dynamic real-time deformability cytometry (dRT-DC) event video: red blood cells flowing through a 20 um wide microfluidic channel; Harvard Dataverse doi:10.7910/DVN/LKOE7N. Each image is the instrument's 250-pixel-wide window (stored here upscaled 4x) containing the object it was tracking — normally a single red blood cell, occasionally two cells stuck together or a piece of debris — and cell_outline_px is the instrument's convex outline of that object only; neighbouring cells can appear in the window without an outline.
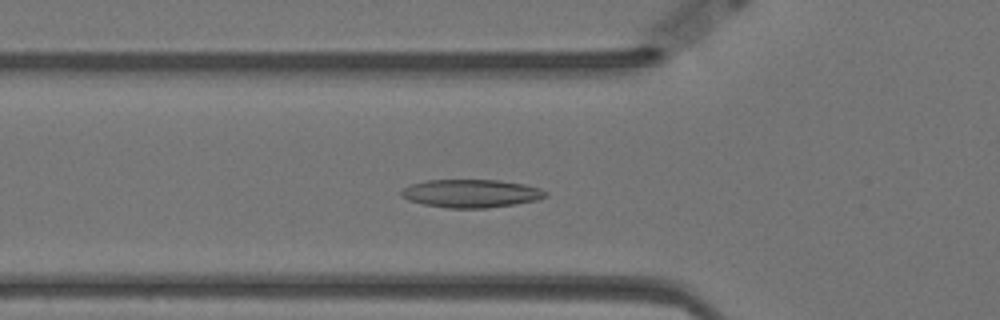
{"species": "Egyptian fruit bat (a non-hibernating species)", "species_latin": "Rousettus aegyptiacus", "temperature_condition": "warm", "stored_images_in_passage": 57, "camera_frame_rate_fps": 3000, "um_per_image_px": 0.085, "animal": {"sex": "female"}, "frame": {"image": 1, "passage_image": 19, "time_ms": 6.0, "image_size_px": [1000, 320], "cell_outline_px": [[548, 196], [536, 200], [516, 204], [484, 208], [448, 208], [424, 204], [408, 200], [400, 196], [400, 192], [404, 188], [412, 184], [424, 180], [500, 180], [524, 184], [540, 188], [548, 192]], "centroid_in_image_um": [40.05, 16.44], "position_along_channel_um": 85.7, "area_um2": 23.7}}
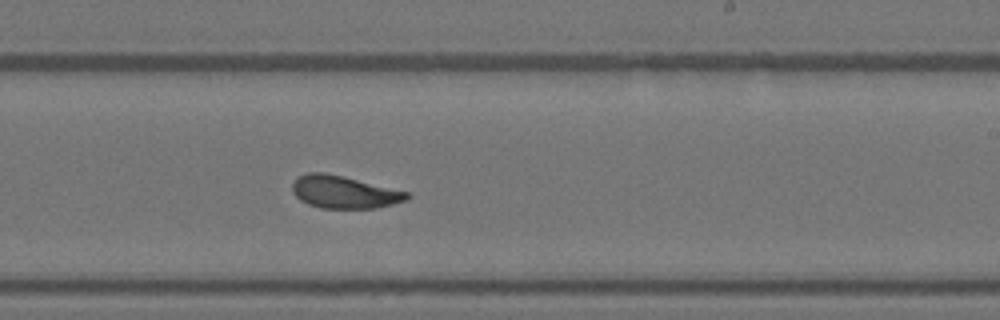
{"frame": {"image": 2, "passage_image": 34, "time_ms": 11.0, "image_size_px": [1000, 320], "cell_outline_px": [[412, 196], [404, 200], [392, 204], [376, 208], [320, 208], [308, 204], [300, 200], [292, 192], [292, 184], [300, 176], [308, 172], [324, 172], [408, 192]], "centroid_in_image_um": [29.22, 16.33], "position_along_channel_um": 259.8, "area_um2": 21.39}}
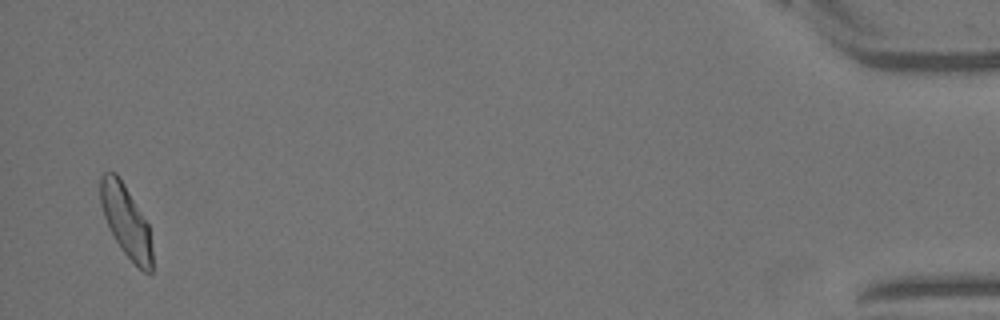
{"frame": {"image": 3, "passage_image": 56, "time_ms": 18.333, "image_size_px": [1000, 320], "cell_outline_px": [[152, 272], [144, 272], [120, 248], [104, 216], [100, 204], [100, 176], [104, 172], [116, 172], [124, 184], [148, 224], [152, 248]], "centroid_in_image_um": [10.7, 18.76], "position_along_channel_um": 424.5, "area_um2": 21.27}, "authors_computed_cell_mechanics": {"area_um2": 22.253, "velocity_mm_per_s": 3.4662, "shape_relaxation_time_tau1_ms": 3.6823, "shape_relaxation_time_tau2_ms": 2.0336, "deformation_change_tau1": 0.1294, "deformation_change_tau2": 0.0802}}